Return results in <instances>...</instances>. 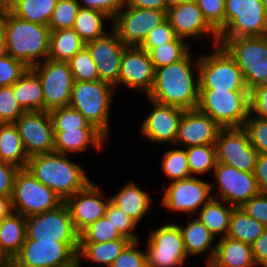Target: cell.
<instances>
[{
	"label": "cell",
	"instance_id": "5",
	"mask_svg": "<svg viewBox=\"0 0 267 267\" xmlns=\"http://www.w3.org/2000/svg\"><path fill=\"white\" fill-rule=\"evenodd\" d=\"M218 45L237 63L249 92L267 83V35L219 38Z\"/></svg>",
	"mask_w": 267,
	"mask_h": 267
},
{
	"label": "cell",
	"instance_id": "13",
	"mask_svg": "<svg viewBox=\"0 0 267 267\" xmlns=\"http://www.w3.org/2000/svg\"><path fill=\"white\" fill-rule=\"evenodd\" d=\"M30 69L41 82L44 111L69 106L74 79L68 62L46 59Z\"/></svg>",
	"mask_w": 267,
	"mask_h": 267
},
{
	"label": "cell",
	"instance_id": "16",
	"mask_svg": "<svg viewBox=\"0 0 267 267\" xmlns=\"http://www.w3.org/2000/svg\"><path fill=\"white\" fill-rule=\"evenodd\" d=\"M217 162L254 172L258 151L243 127L221 128L215 142Z\"/></svg>",
	"mask_w": 267,
	"mask_h": 267
},
{
	"label": "cell",
	"instance_id": "6",
	"mask_svg": "<svg viewBox=\"0 0 267 267\" xmlns=\"http://www.w3.org/2000/svg\"><path fill=\"white\" fill-rule=\"evenodd\" d=\"M249 91L199 90L197 109L220 127H243L250 113Z\"/></svg>",
	"mask_w": 267,
	"mask_h": 267
},
{
	"label": "cell",
	"instance_id": "11",
	"mask_svg": "<svg viewBox=\"0 0 267 267\" xmlns=\"http://www.w3.org/2000/svg\"><path fill=\"white\" fill-rule=\"evenodd\" d=\"M148 234L147 267H181L188 260L178 224L168 222Z\"/></svg>",
	"mask_w": 267,
	"mask_h": 267
},
{
	"label": "cell",
	"instance_id": "51",
	"mask_svg": "<svg viewBox=\"0 0 267 267\" xmlns=\"http://www.w3.org/2000/svg\"><path fill=\"white\" fill-rule=\"evenodd\" d=\"M176 37L177 36L174 32L173 27L166 19L148 34L140 47L149 52L152 48H156L165 43L171 42Z\"/></svg>",
	"mask_w": 267,
	"mask_h": 267
},
{
	"label": "cell",
	"instance_id": "65",
	"mask_svg": "<svg viewBox=\"0 0 267 267\" xmlns=\"http://www.w3.org/2000/svg\"><path fill=\"white\" fill-rule=\"evenodd\" d=\"M267 14V0H261Z\"/></svg>",
	"mask_w": 267,
	"mask_h": 267
},
{
	"label": "cell",
	"instance_id": "64",
	"mask_svg": "<svg viewBox=\"0 0 267 267\" xmlns=\"http://www.w3.org/2000/svg\"><path fill=\"white\" fill-rule=\"evenodd\" d=\"M10 5V0H0V11L7 10Z\"/></svg>",
	"mask_w": 267,
	"mask_h": 267
},
{
	"label": "cell",
	"instance_id": "52",
	"mask_svg": "<svg viewBox=\"0 0 267 267\" xmlns=\"http://www.w3.org/2000/svg\"><path fill=\"white\" fill-rule=\"evenodd\" d=\"M243 211L267 227V195L257 194L240 206Z\"/></svg>",
	"mask_w": 267,
	"mask_h": 267
},
{
	"label": "cell",
	"instance_id": "47",
	"mask_svg": "<svg viewBox=\"0 0 267 267\" xmlns=\"http://www.w3.org/2000/svg\"><path fill=\"white\" fill-rule=\"evenodd\" d=\"M24 112L14 96L13 85L0 87V124L15 123Z\"/></svg>",
	"mask_w": 267,
	"mask_h": 267
},
{
	"label": "cell",
	"instance_id": "1",
	"mask_svg": "<svg viewBox=\"0 0 267 267\" xmlns=\"http://www.w3.org/2000/svg\"><path fill=\"white\" fill-rule=\"evenodd\" d=\"M148 99L181 108L197 109L199 102V56L191 51L180 61L155 69Z\"/></svg>",
	"mask_w": 267,
	"mask_h": 267
},
{
	"label": "cell",
	"instance_id": "43",
	"mask_svg": "<svg viewBox=\"0 0 267 267\" xmlns=\"http://www.w3.org/2000/svg\"><path fill=\"white\" fill-rule=\"evenodd\" d=\"M49 113L53 129L95 128L82 113L71 106L56 108Z\"/></svg>",
	"mask_w": 267,
	"mask_h": 267
},
{
	"label": "cell",
	"instance_id": "19",
	"mask_svg": "<svg viewBox=\"0 0 267 267\" xmlns=\"http://www.w3.org/2000/svg\"><path fill=\"white\" fill-rule=\"evenodd\" d=\"M155 69L149 54L140 46H127L124 49L121 70L118 82L126 88L139 90L148 95L151 92L154 83Z\"/></svg>",
	"mask_w": 267,
	"mask_h": 267
},
{
	"label": "cell",
	"instance_id": "50",
	"mask_svg": "<svg viewBox=\"0 0 267 267\" xmlns=\"http://www.w3.org/2000/svg\"><path fill=\"white\" fill-rule=\"evenodd\" d=\"M138 241H131L113 261L110 267H147L146 253L140 250Z\"/></svg>",
	"mask_w": 267,
	"mask_h": 267
},
{
	"label": "cell",
	"instance_id": "32",
	"mask_svg": "<svg viewBox=\"0 0 267 267\" xmlns=\"http://www.w3.org/2000/svg\"><path fill=\"white\" fill-rule=\"evenodd\" d=\"M28 159L17 126L14 123L0 124V160L24 169Z\"/></svg>",
	"mask_w": 267,
	"mask_h": 267
},
{
	"label": "cell",
	"instance_id": "28",
	"mask_svg": "<svg viewBox=\"0 0 267 267\" xmlns=\"http://www.w3.org/2000/svg\"><path fill=\"white\" fill-rule=\"evenodd\" d=\"M178 226L182 234L184 248L188 257H191V255L196 256L209 250L207 251L209 252L208 258H206L207 266L213 260L216 251V245L213 244L215 236L198 217H195L191 221L189 220V223L185 225V227L181 225Z\"/></svg>",
	"mask_w": 267,
	"mask_h": 267
},
{
	"label": "cell",
	"instance_id": "46",
	"mask_svg": "<svg viewBox=\"0 0 267 267\" xmlns=\"http://www.w3.org/2000/svg\"><path fill=\"white\" fill-rule=\"evenodd\" d=\"M105 216L123 237H126L131 241H138L140 239L133 233L138 224L111 201L107 204Z\"/></svg>",
	"mask_w": 267,
	"mask_h": 267
},
{
	"label": "cell",
	"instance_id": "2",
	"mask_svg": "<svg viewBox=\"0 0 267 267\" xmlns=\"http://www.w3.org/2000/svg\"><path fill=\"white\" fill-rule=\"evenodd\" d=\"M26 168L64 202L91 181L80 164L72 162L67 154L52 152L32 156Z\"/></svg>",
	"mask_w": 267,
	"mask_h": 267
},
{
	"label": "cell",
	"instance_id": "45",
	"mask_svg": "<svg viewBox=\"0 0 267 267\" xmlns=\"http://www.w3.org/2000/svg\"><path fill=\"white\" fill-rule=\"evenodd\" d=\"M243 128L258 153L267 155V120L252 116L249 113Z\"/></svg>",
	"mask_w": 267,
	"mask_h": 267
},
{
	"label": "cell",
	"instance_id": "42",
	"mask_svg": "<svg viewBox=\"0 0 267 267\" xmlns=\"http://www.w3.org/2000/svg\"><path fill=\"white\" fill-rule=\"evenodd\" d=\"M74 81H96L99 80L96 64L86 47L77 52L69 61Z\"/></svg>",
	"mask_w": 267,
	"mask_h": 267
},
{
	"label": "cell",
	"instance_id": "35",
	"mask_svg": "<svg viewBox=\"0 0 267 267\" xmlns=\"http://www.w3.org/2000/svg\"><path fill=\"white\" fill-rule=\"evenodd\" d=\"M57 0H11L9 10L29 22L48 26Z\"/></svg>",
	"mask_w": 267,
	"mask_h": 267
},
{
	"label": "cell",
	"instance_id": "41",
	"mask_svg": "<svg viewBox=\"0 0 267 267\" xmlns=\"http://www.w3.org/2000/svg\"><path fill=\"white\" fill-rule=\"evenodd\" d=\"M117 239L128 238L123 237L106 216L90 224L79 234V243H100Z\"/></svg>",
	"mask_w": 267,
	"mask_h": 267
},
{
	"label": "cell",
	"instance_id": "22",
	"mask_svg": "<svg viewBox=\"0 0 267 267\" xmlns=\"http://www.w3.org/2000/svg\"><path fill=\"white\" fill-rule=\"evenodd\" d=\"M166 19L177 37L187 41L192 37L199 39L200 36L210 35L208 37L213 39V46L218 45V32L204 18L195 0L168 8Z\"/></svg>",
	"mask_w": 267,
	"mask_h": 267
},
{
	"label": "cell",
	"instance_id": "29",
	"mask_svg": "<svg viewBox=\"0 0 267 267\" xmlns=\"http://www.w3.org/2000/svg\"><path fill=\"white\" fill-rule=\"evenodd\" d=\"M26 240V217L12 212L0 221V248L12 261Z\"/></svg>",
	"mask_w": 267,
	"mask_h": 267
},
{
	"label": "cell",
	"instance_id": "37",
	"mask_svg": "<svg viewBox=\"0 0 267 267\" xmlns=\"http://www.w3.org/2000/svg\"><path fill=\"white\" fill-rule=\"evenodd\" d=\"M265 228L262 223L247 215L241 207H234L227 237L252 245Z\"/></svg>",
	"mask_w": 267,
	"mask_h": 267
},
{
	"label": "cell",
	"instance_id": "61",
	"mask_svg": "<svg viewBox=\"0 0 267 267\" xmlns=\"http://www.w3.org/2000/svg\"><path fill=\"white\" fill-rule=\"evenodd\" d=\"M11 260L2 252L0 248V267H10Z\"/></svg>",
	"mask_w": 267,
	"mask_h": 267
},
{
	"label": "cell",
	"instance_id": "38",
	"mask_svg": "<svg viewBox=\"0 0 267 267\" xmlns=\"http://www.w3.org/2000/svg\"><path fill=\"white\" fill-rule=\"evenodd\" d=\"M190 44L179 37L159 47L152 48L148 54L154 69L168 66L183 59L190 52Z\"/></svg>",
	"mask_w": 267,
	"mask_h": 267
},
{
	"label": "cell",
	"instance_id": "3",
	"mask_svg": "<svg viewBox=\"0 0 267 267\" xmlns=\"http://www.w3.org/2000/svg\"><path fill=\"white\" fill-rule=\"evenodd\" d=\"M51 30L5 10L6 53L32 68L48 59Z\"/></svg>",
	"mask_w": 267,
	"mask_h": 267
},
{
	"label": "cell",
	"instance_id": "24",
	"mask_svg": "<svg viewBox=\"0 0 267 267\" xmlns=\"http://www.w3.org/2000/svg\"><path fill=\"white\" fill-rule=\"evenodd\" d=\"M221 128L209 115L198 109L184 110L179 121L175 145H182L183 148L215 145Z\"/></svg>",
	"mask_w": 267,
	"mask_h": 267
},
{
	"label": "cell",
	"instance_id": "39",
	"mask_svg": "<svg viewBox=\"0 0 267 267\" xmlns=\"http://www.w3.org/2000/svg\"><path fill=\"white\" fill-rule=\"evenodd\" d=\"M191 176L208 174L217 165L215 145H198L185 148Z\"/></svg>",
	"mask_w": 267,
	"mask_h": 267
},
{
	"label": "cell",
	"instance_id": "34",
	"mask_svg": "<svg viewBox=\"0 0 267 267\" xmlns=\"http://www.w3.org/2000/svg\"><path fill=\"white\" fill-rule=\"evenodd\" d=\"M130 242L129 239H117L100 243H79L77 257L110 267Z\"/></svg>",
	"mask_w": 267,
	"mask_h": 267
},
{
	"label": "cell",
	"instance_id": "4",
	"mask_svg": "<svg viewBox=\"0 0 267 267\" xmlns=\"http://www.w3.org/2000/svg\"><path fill=\"white\" fill-rule=\"evenodd\" d=\"M115 86L103 80L74 81L69 106L78 110L107 139Z\"/></svg>",
	"mask_w": 267,
	"mask_h": 267
},
{
	"label": "cell",
	"instance_id": "44",
	"mask_svg": "<svg viewBox=\"0 0 267 267\" xmlns=\"http://www.w3.org/2000/svg\"><path fill=\"white\" fill-rule=\"evenodd\" d=\"M79 8L78 0H57L48 24L50 30L72 28Z\"/></svg>",
	"mask_w": 267,
	"mask_h": 267
},
{
	"label": "cell",
	"instance_id": "62",
	"mask_svg": "<svg viewBox=\"0 0 267 267\" xmlns=\"http://www.w3.org/2000/svg\"><path fill=\"white\" fill-rule=\"evenodd\" d=\"M193 0H168L169 2V8L186 3V2H190Z\"/></svg>",
	"mask_w": 267,
	"mask_h": 267
},
{
	"label": "cell",
	"instance_id": "25",
	"mask_svg": "<svg viewBox=\"0 0 267 267\" xmlns=\"http://www.w3.org/2000/svg\"><path fill=\"white\" fill-rule=\"evenodd\" d=\"M107 138L96 128L54 129V152L76 154L89 146L103 150Z\"/></svg>",
	"mask_w": 267,
	"mask_h": 267
},
{
	"label": "cell",
	"instance_id": "23",
	"mask_svg": "<svg viewBox=\"0 0 267 267\" xmlns=\"http://www.w3.org/2000/svg\"><path fill=\"white\" fill-rule=\"evenodd\" d=\"M153 110L143 119L140 132L152 143L175 145L183 109L149 100Z\"/></svg>",
	"mask_w": 267,
	"mask_h": 267
},
{
	"label": "cell",
	"instance_id": "10",
	"mask_svg": "<svg viewBox=\"0 0 267 267\" xmlns=\"http://www.w3.org/2000/svg\"><path fill=\"white\" fill-rule=\"evenodd\" d=\"M79 242L26 239L10 267H60L77 258Z\"/></svg>",
	"mask_w": 267,
	"mask_h": 267
},
{
	"label": "cell",
	"instance_id": "63",
	"mask_svg": "<svg viewBox=\"0 0 267 267\" xmlns=\"http://www.w3.org/2000/svg\"><path fill=\"white\" fill-rule=\"evenodd\" d=\"M80 262H81V260L77 257L75 260H73L69 264L64 265V266H60V267H80L81 266Z\"/></svg>",
	"mask_w": 267,
	"mask_h": 267
},
{
	"label": "cell",
	"instance_id": "49",
	"mask_svg": "<svg viewBox=\"0 0 267 267\" xmlns=\"http://www.w3.org/2000/svg\"><path fill=\"white\" fill-rule=\"evenodd\" d=\"M207 22L219 33L225 26V0H195Z\"/></svg>",
	"mask_w": 267,
	"mask_h": 267
},
{
	"label": "cell",
	"instance_id": "18",
	"mask_svg": "<svg viewBox=\"0 0 267 267\" xmlns=\"http://www.w3.org/2000/svg\"><path fill=\"white\" fill-rule=\"evenodd\" d=\"M213 175L218 186L211 185L216 189V199L223 200L235 207H240L244 202L259 194L257 180L253 172L240 171L235 167L218 163L214 168ZM215 187V188H214Z\"/></svg>",
	"mask_w": 267,
	"mask_h": 267
},
{
	"label": "cell",
	"instance_id": "20",
	"mask_svg": "<svg viewBox=\"0 0 267 267\" xmlns=\"http://www.w3.org/2000/svg\"><path fill=\"white\" fill-rule=\"evenodd\" d=\"M110 30L111 34L107 32L105 35L85 43V47L96 64L99 80L115 85L119 79L121 60L127 46L122 43L112 28Z\"/></svg>",
	"mask_w": 267,
	"mask_h": 267
},
{
	"label": "cell",
	"instance_id": "40",
	"mask_svg": "<svg viewBox=\"0 0 267 267\" xmlns=\"http://www.w3.org/2000/svg\"><path fill=\"white\" fill-rule=\"evenodd\" d=\"M161 168L171 182L191 176L185 148L170 149L162 156Z\"/></svg>",
	"mask_w": 267,
	"mask_h": 267
},
{
	"label": "cell",
	"instance_id": "59",
	"mask_svg": "<svg viewBox=\"0 0 267 267\" xmlns=\"http://www.w3.org/2000/svg\"><path fill=\"white\" fill-rule=\"evenodd\" d=\"M13 212L11 196L0 194V221Z\"/></svg>",
	"mask_w": 267,
	"mask_h": 267
},
{
	"label": "cell",
	"instance_id": "7",
	"mask_svg": "<svg viewBox=\"0 0 267 267\" xmlns=\"http://www.w3.org/2000/svg\"><path fill=\"white\" fill-rule=\"evenodd\" d=\"M199 56V90L249 91L242 71L221 46Z\"/></svg>",
	"mask_w": 267,
	"mask_h": 267
},
{
	"label": "cell",
	"instance_id": "21",
	"mask_svg": "<svg viewBox=\"0 0 267 267\" xmlns=\"http://www.w3.org/2000/svg\"><path fill=\"white\" fill-rule=\"evenodd\" d=\"M105 197L101 189L90 181L65 201L79 234L90 224L105 216V210L110 201V197Z\"/></svg>",
	"mask_w": 267,
	"mask_h": 267
},
{
	"label": "cell",
	"instance_id": "33",
	"mask_svg": "<svg viewBox=\"0 0 267 267\" xmlns=\"http://www.w3.org/2000/svg\"><path fill=\"white\" fill-rule=\"evenodd\" d=\"M84 47L85 42L73 28L53 30L50 33L48 59L67 62Z\"/></svg>",
	"mask_w": 267,
	"mask_h": 267
},
{
	"label": "cell",
	"instance_id": "60",
	"mask_svg": "<svg viewBox=\"0 0 267 267\" xmlns=\"http://www.w3.org/2000/svg\"><path fill=\"white\" fill-rule=\"evenodd\" d=\"M6 54L5 10L0 11V56Z\"/></svg>",
	"mask_w": 267,
	"mask_h": 267
},
{
	"label": "cell",
	"instance_id": "58",
	"mask_svg": "<svg viewBox=\"0 0 267 267\" xmlns=\"http://www.w3.org/2000/svg\"><path fill=\"white\" fill-rule=\"evenodd\" d=\"M125 3L129 6L141 9H157L167 13L169 8L168 0H125Z\"/></svg>",
	"mask_w": 267,
	"mask_h": 267
},
{
	"label": "cell",
	"instance_id": "53",
	"mask_svg": "<svg viewBox=\"0 0 267 267\" xmlns=\"http://www.w3.org/2000/svg\"><path fill=\"white\" fill-rule=\"evenodd\" d=\"M250 114L267 120V83L250 91Z\"/></svg>",
	"mask_w": 267,
	"mask_h": 267
},
{
	"label": "cell",
	"instance_id": "15",
	"mask_svg": "<svg viewBox=\"0 0 267 267\" xmlns=\"http://www.w3.org/2000/svg\"><path fill=\"white\" fill-rule=\"evenodd\" d=\"M211 183L196 176L170 182L163 187L164 195L161 204L178 213L197 215L212 197Z\"/></svg>",
	"mask_w": 267,
	"mask_h": 267
},
{
	"label": "cell",
	"instance_id": "17",
	"mask_svg": "<svg viewBox=\"0 0 267 267\" xmlns=\"http://www.w3.org/2000/svg\"><path fill=\"white\" fill-rule=\"evenodd\" d=\"M28 157L54 152V129L48 111L24 112L14 123Z\"/></svg>",
	"mask_w": 267,
	"mask_h": 267
},
{
	"label": "cell",
	"instance_id": "8",
	"mask_svg": "<svg viewBox=\"0 0 267 267\" xmlns=\"http://www.w3.org/2000/svg\"><path fill=\"white\" fill-rule=\"evenodd\" d=\"M11 201L13 211L24 217L53 210L64 202L27 168L19 169L15 175Z\"/></svg>",
	"mask_w": 267,
	"mask_h": 267
},
{
	"label": "cell",
	"instance_id": "55",
	"mask_svg": "<svg viewBox=\"0 0 267 267\" xmlns=\"http://www.w3.org/2000/svg\"><path fill=\"white\" fill-rule=\"evenodd\" d=\"M19 168L0 160V194L11 196L14 178Z\"/></svg>",
	"mask_w": 267,
	"mask_h": 267
},
{
	"label": "cell",
	"instance_id": "30",
	"mask_svg": "<svg viewBox=\"0 0 267 267\" xmlns=\"http://www.w3.org/2000/svg\"><path fill=\"white\" fill-rule=\"evenodd\" d=\"M235 206L212 197L198 212L196 217L209 229L214 236L224 238L230 227V219Z\"/></svg>",
	"mask_w": 267,
	"mask_h": 267
},
{
	"label": "cell",
	"instance_id": "9",
	"mask_svg": "<svg viewBox=\"0 0 267 267\" xmlns=\"http://www.w3.org/2000/svg\"><path fill=\"white\" fill-rule=\"evenodd\" d=\"M219 38L267 35V14L261 0H225V26Z\"/></svg>",
	"mask_w": 267,
	"mask_h": 267
},
{
	"label": "cell",
	"instance_id": "56",
	"mask_svg": "<svg viewBox=\"0 0 267 267\" xmlns=\"http://www.w3.org/2000/svg\"><path fill=\"white\" fill-rule=\"evenodd\" d=\"M253 173L257 180L259 192L267 195V155L258 154Z\"/></svg>",
	"mask_w": 267,
	"mask_h": 267
},
{
	"label": "cell",
	"instance_id": "57",
	"mask_svg": "<svg viewBox=\"0 0 267 267\" xmlns=\"http://www.w3.org/2000/svg\"><path fill=\"white\" fill-rule=\"evenodd\" d=\"M253 257L257 266L267 264V227L264 232L251 245Z\"/></svg>",
	"mask_w": 267,
	"mask_h": 267
},
{
	"label": "cell",
	"instance_id": "12",
	"mask_svg": "<svg viewBox=\"0 0 267 267\" xmlns=\"http://www.w3.org/2000/svg\"><path fill=\"white\" fill-rule=\"evenodd\" d=\"M166 20V12L127 5L113 17L112 29L126 46H140L148 34Z\"/></svg>",
	"mask_w": 267,
	"mask_h": 267
},
{
	"label": "cell",
	"instance_id": "31",
	"mask_svg": "<svg viewBox=\"0 0 267 267\" xmlns=\"http://www.w3.org/2000/svg\"><path fill=\"white\" fill-rule=\"evenodd\" d=\"M13 92L25 112L44 111L42 85L39 77L30 68L13 84Z\"/></svg>",
	"mask_w": 267,
	"mask_h": 267
},
{
	"label": "cell",
	"instance_id": "26",
	"mask_svg": "<svg viewBox=\"0 0 267 267\" xmlns=\"http://www.w3.org/2000/svg\"><path fill=\"white\" fill-rule=\"evenodd\" d=\"M209 267H258L250 244L230 237L220 238Z\"/></svg>",
	"mask_w": 267,
	"mask_h": 267
},
{
	"label": "cell",
	"instance_id": "48",
	"mask_svg": "<svg viewBox=\"0 0 267 267\" xmlns=\"http://www.w3.org/2000/svg\"><path fill=\"white\" fill-rule=\"evenodd\" d=\"M28 69L21 60L7 53L0 56V87L12 86Z\"/></svg>",
	"mask_w": 267,
	"mask_h": 267
},
{
	"label": "cell",
	"instance_id": "36",
	"mask_svg": "<svg viewBox=\"0 0 267 267\" xmlns=\"http://www.w3.org/2000/svg\"><path fill=\"white\" fill-rule=\"evenodd\" d=\"M111 20L101 11L80 7L72 28L87 43L105 35L104 23Z\"/></svg>",
	"mask_w": 267,
	"mask_h": 267
},
{
	"label": "cell",
	"instance_id": "54",
	"mask_svg": "<svg viewBox=\"0 0 267 267\" xmlns=\"http://www.w3.org/2000/svg\"><path fill=\"white\" fill-rule=\"evenodd\" d=\"M80 7L101 11L107 14L111 19L123 7L125 0H78Z\"/></svg>",
	"mask_w": 267,
	"mask_h": 267
},
{
	"label": "cell",
	"instance_id": "14",
	"mask_svg": "<svg viewBox=\"0 0 267 267\" xmlns=\"http://www.w3.org/2000/svg\"><path fill=\"white\" fill-rule=\"evenodd\" d=\"M26 239L79 242L68 206L63 202L53 210L26 217Z\"/></svg>",
	"mask_w": 267,
	"mask_h": 267
},
{
	"label": "cell",
	"instance_id": "27",
	"mask_svg": "<svg viewBox=\"0 0 267 267\" xmlns=\"http://www.w3.org/2000/svg\"><path fill=\"white\" fill-rule=\"evenodd\" d=\"M110 201L119 207L138 225L151 209L152 198L147 191L142 190L134 181H128L115 195L109 196Z\"/></svg>",
	"mask_w": 267,
	"mask_h": 267
}]
</instances>
